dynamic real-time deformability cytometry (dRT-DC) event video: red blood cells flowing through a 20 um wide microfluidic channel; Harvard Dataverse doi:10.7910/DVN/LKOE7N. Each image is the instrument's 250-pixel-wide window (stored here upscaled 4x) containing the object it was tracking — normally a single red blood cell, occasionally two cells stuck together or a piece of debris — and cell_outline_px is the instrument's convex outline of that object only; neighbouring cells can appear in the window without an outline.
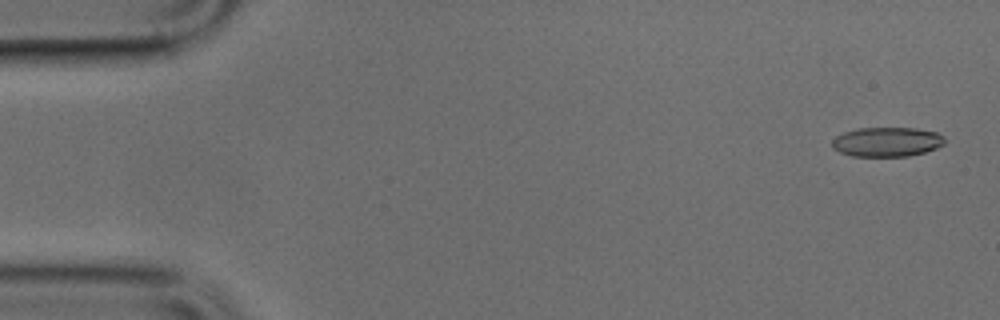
{"species": "common noctule bat (a hibernating species)", "species_latin": "Nyctalus noctula", "temperature_condition": "cold", "stored_images_in_passage": 48, "camera_frame_rate_fps": 3000, "um_per_image_px": 0.085, "animal": {"sex": "male", "body_mass_g": 17.9, "forearm_length_mm": 54.2}, "frame": {"image": 1, "passage_image": 1, "time_ms": 0.0, "image_size_px": [1000, 320], "cell_outline_px": [[944, 144], [936, 148], [924, 152], [908, 156], [852, 156], [840, 152], [832, 148], [832, 140], [836, 136], [844, 132], [856, 128], [916, 128], [936, 132], [944, 136]], "centroid_in_image_um": [75.37, 12.05], "position_along_channel_um": 9.6, "area_um2": 19.36}}
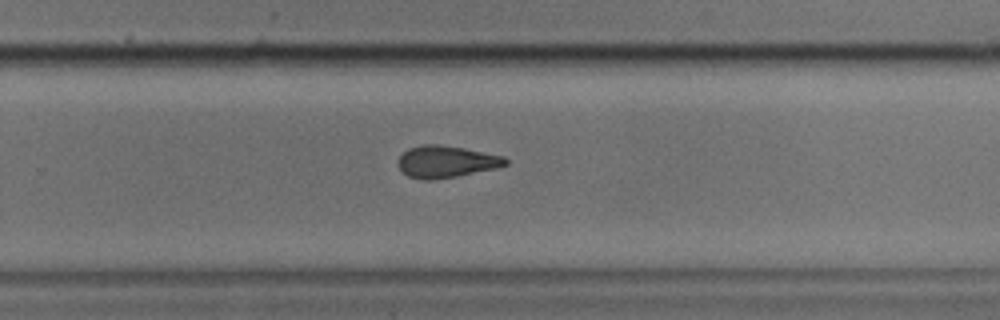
{"frame": {"image": 2, "passage_image": 31, "time_ms": 10.0, "image_size_px": [1000, 320], "cell_outline_px": [[508, 164], [496, 168], [456, 176], [432, 180], [420, 180], [408, 176], [396, 164], [400, 156], [408, 148], [424, 144], [440, 144], [464, 148], [504, 156], [508, 160]], "centroid_in_image_um": [37.91, 13.74], "position_along_channel_um": 291.9, "area_um2": 20.0}}
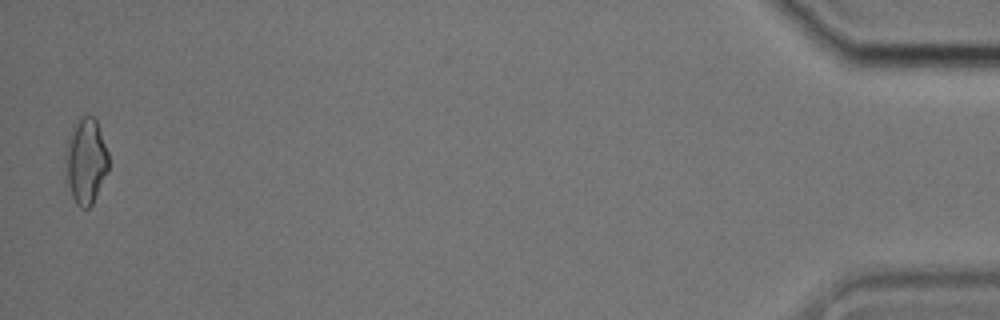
{"frame": {"image": 3, "passage_image": 48, "time_ms": 15.667, "image_size_px": [1000, 320], "cell_outline_px": [[108, 172], [92, 204], [88, 208], [80, 208], [76, 204], [72, 196], [68, 184], [64, 160], [68, 136], [72, 124], [84, 116], [92, 116], [96, 120], [108, 152]], "centroid_in_image_um": [7.28, 13.68], "position_along_channel_um": 427.9, "area_um2": 21.56}}